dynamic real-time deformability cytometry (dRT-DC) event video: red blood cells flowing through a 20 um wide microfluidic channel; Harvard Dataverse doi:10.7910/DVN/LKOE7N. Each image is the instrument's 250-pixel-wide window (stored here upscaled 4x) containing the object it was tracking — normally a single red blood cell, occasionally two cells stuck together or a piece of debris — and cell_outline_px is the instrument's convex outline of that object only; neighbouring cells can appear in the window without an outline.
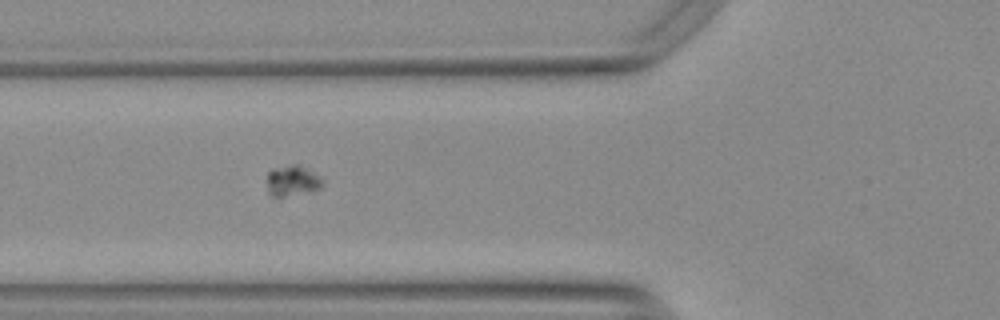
{"species": "Egyptian fruit bat (a non-hibernating species)", "species_latin": "Rousettus aegyptiacus", "temperature_condition": "warm", "stored_images_in_passage": 42, "camera_frame_rate_fps": 3000, "um_per_image_px": 0.085, "animal": {"sex": "female"}, "frame": {"image": 1, "passage_image": 6, "time_ms": 1.667, "image_size_px": [1000, 320], "cell_outline_px": [[324, 184], [320, 188], [312, 192], [280, 200], [272, 196], [268, 192], [268, 172], [272, 168], [292, 164], [300, 164], [324, 180]], "centroid_in_image_um": [24.85, 15.42], "position_along_channel_um": 101.0, "area_um2": 10.52}}
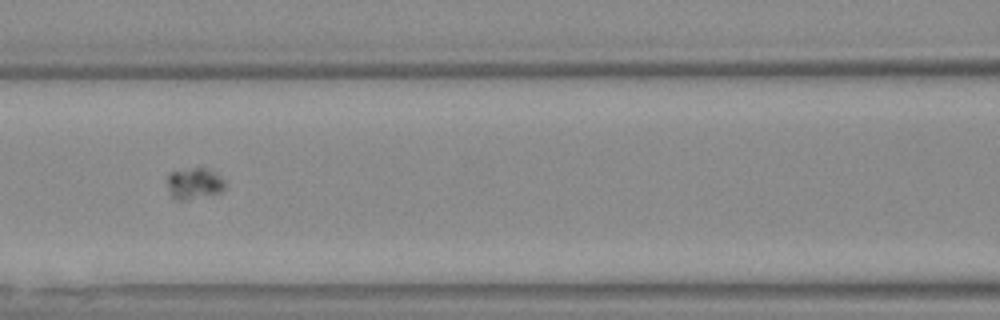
{"frame": {"image": 2, "passage_image": 10, "time_ms": 3.0, "image_size_px": [1000, 320], "cell_outline_px": [[224, 188], [220, 192], [184, 200], [176, 200], [172, 196], [168, 188], [168, 172], [192, 168], [204, 168], [220, 176], [224, 180]], "centroid_in_image_um": [16.48, 15.59], "position_along_channel_um": 150.1, "area_um2": 10.23}}